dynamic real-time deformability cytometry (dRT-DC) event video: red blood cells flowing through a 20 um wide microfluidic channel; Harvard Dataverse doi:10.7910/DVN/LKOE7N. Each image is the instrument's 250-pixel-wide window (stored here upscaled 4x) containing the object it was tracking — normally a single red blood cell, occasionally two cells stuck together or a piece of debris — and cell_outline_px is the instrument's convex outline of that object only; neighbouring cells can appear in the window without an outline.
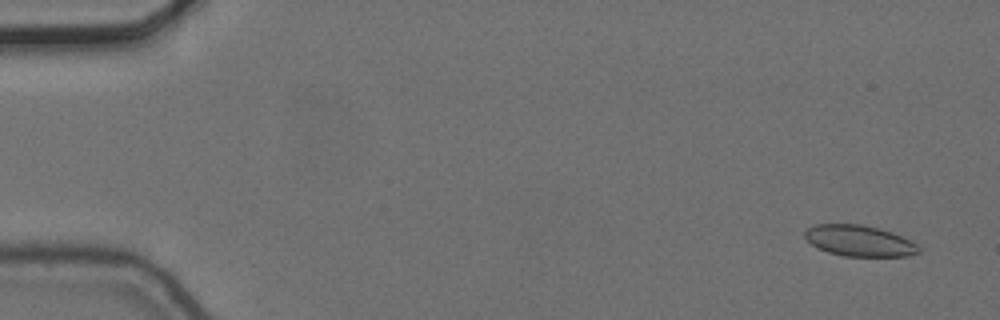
{"species": "common noctule bat (a hibernating species)", "species_latin": "Nyctalus noctula", "temperature_condition": "cold", "stored_images_in_passage": 5, "camera_frame_rate_fps": 3000, "um_per_image_px": 0.085, "animal": {"sex": "female", "body_mass_g": 24.6, "forearm_length_mm": 56.2}, "frame": {"image": 1, "passage_image": 1, "time_ms": 0.0, "image_size_px": [1000, 320], "cell_outline_px": [[920, 252], [908, 256], [844, 256], [828, 252], [816, 248], [804, 236], [804, 232], [808, 228], [816, 224], [864, 224], [880, 228], [892, 232], [916, 244], [920, 248]], "centroid_in_image_um": [73.03, 20.46], "position_along_channel_um": 12.0, "area_um2": 20.58}}
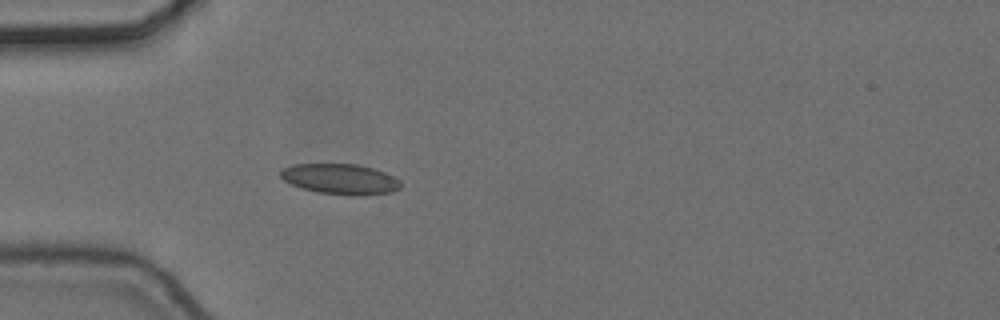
{"frame": {"image": 2, "passage_image": 5, "time_ms": 1.333, "image_size_px": [1000, 320], "cell_outline_px": [[400, 188], [392, 192], [364, 196], [352, 196], [316, 192], [292, 184], [284, 180], [280, 176], [280, 172], [284, 168], [292, 164], [356, 164], [376, 168], [400, 180]], "centroid_in_image_um": [28.96, 15.23], "position_along_channel_um": 56.0, "area_um2": 21.44}}